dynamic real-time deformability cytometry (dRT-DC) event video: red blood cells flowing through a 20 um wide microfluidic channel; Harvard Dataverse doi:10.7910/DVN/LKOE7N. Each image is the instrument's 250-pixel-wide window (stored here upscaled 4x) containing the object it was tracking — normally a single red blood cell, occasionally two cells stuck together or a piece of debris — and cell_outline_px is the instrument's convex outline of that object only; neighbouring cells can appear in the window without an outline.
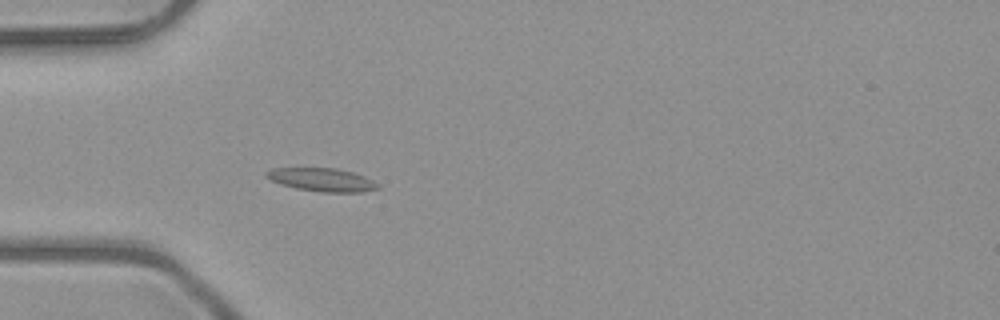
{"species": "common noctule bat (a hibernating species)", "species_latin": "Nyctalus noctula", "temperature_condition": "room temperature", "stored_images_in_passage": 53, "camera_frame_rate_fps": 3000, "um_per_image_px": 0.085, "animal": {"sex": "male", "body_mass_g": 23.1, "forearm_length_mm": 52.7}, "frame": {"image": 1, "passage_image": 17, "time_ms": 5.333, "image_size_px": [1000, 320], "cell_outline_px": [[380, 188], [360, 192], [320, 192], [296, 188], [280, 184], [264, 176], [264, 172], [272, 168], [336, 168], [352, 172], [364, 176], [380, 184]], "centroid_in_image_um": [27.35, 15.27], "position_along_channel_um": 57.6, "area_um2": 15.14}}
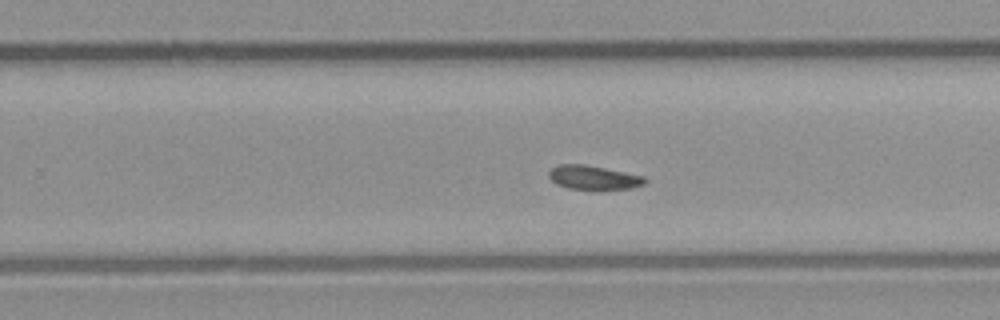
{"frame": {"image": 2, "passage_image": 34, "time_ms": 11.0, "image_size_px": [1000, 320], "cell_outline_px": [[648, 180], [644, 184], [632, 188], [604, 192], [600, 192], [568, 188], [556, 184], [548, 176], [548, 172], [552, 168], [560, 164], [584, 164], [644, 176]], "centroid_in_image_um": [50.48, 15.14], "position_along_channel_um": 279.3, "area_um2": 14.05}}
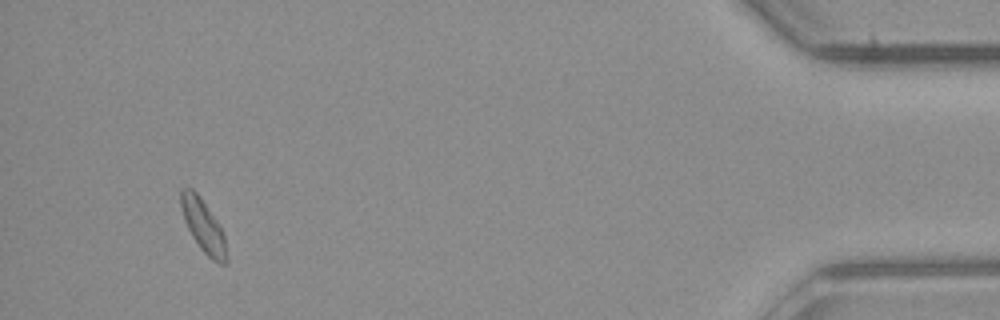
{"frame": {"image": 3, "passage_image": 50, "time_ms": 16.333, "image_size_px": [1000, 320], "cell_outline_px": [[228, 260], [224, 264], [220, 264], [212, 260], [200, 248], [192, 236], [184, 220], [180, 204], [180, 188], [192, 188], [200, 196], [220, 224], [224, 236], [228, 256]], "centroid_in_image_um": [17.29, 19.19], "position_along_channel_um": 417.9, "area_um2": 14.16}, "authors_computed_cell_mechanics": {"area_um2": 14.1032, "velocity_mm_per_s": 3.9963, "shape_relaxation_time_tau1_ms": 4.1033, "shape_relaxation_time_tau2_ms": 4.9406, "deformation_change_tau1": 0.0936, "deformation_change_tau2": 0.0954}}